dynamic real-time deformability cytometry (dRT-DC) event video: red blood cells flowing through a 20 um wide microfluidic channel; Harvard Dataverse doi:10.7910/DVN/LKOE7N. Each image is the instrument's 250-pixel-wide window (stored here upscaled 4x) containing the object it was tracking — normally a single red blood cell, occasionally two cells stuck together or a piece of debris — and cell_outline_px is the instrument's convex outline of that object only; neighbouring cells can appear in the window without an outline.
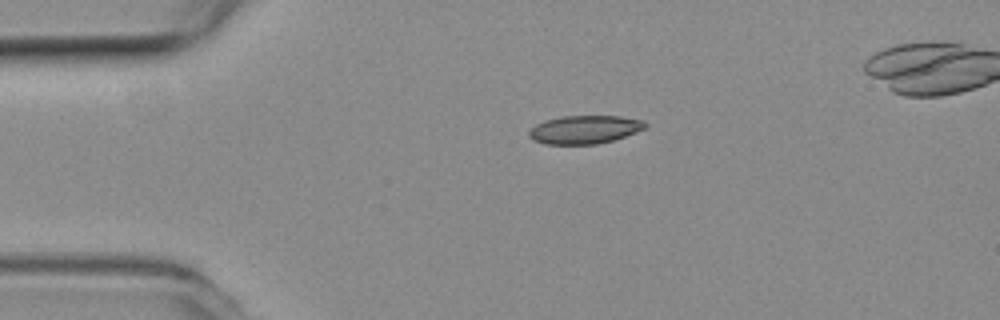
{"species": "common noctule bat (a hibernating species)", "species_latin": "Nyctalus noctula", "temperature_condition": "room temperature", "stored_images_in_passage": 38, "camera_frame_rate_fps": 3000, "um_per_image_px": 0.085, "animal": {"sex": "female", "body_mass_g": 19.3, "forearm_length_mm": 54.1}, "frame": {"image": 1, "passage_image": 2, "time_ms": 0.333, "image_size_px": [1000, 320], "cell_outline_px": [[648, 124], [644, 128], [636, 132], [612, 140], [596, 144], [544, 144], [532, 140], [528, 136], [528, 132], [536, 124], [544, 120], [564, 116], [620, 116], [644, 120]], "centroid_in_image_um": [49.67, 11.01], "position_along_channel_um": 35.3, "area_um2": 19.13}}
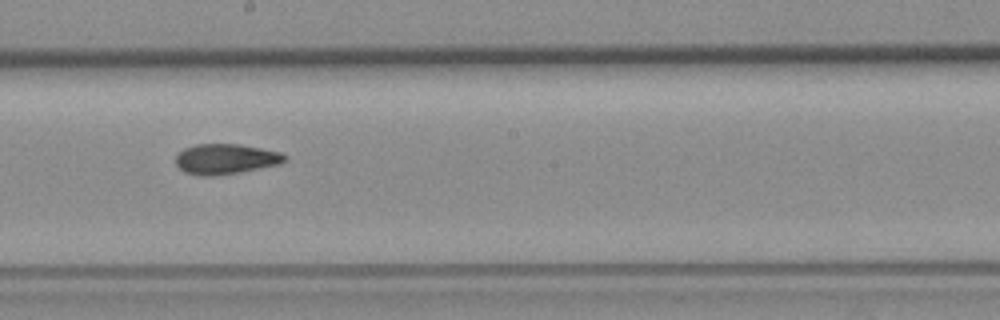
{"frame": {"image": 2, "passage_image": 20, "time_ms": 6.333, "image_size_px": [1000, 320], "cell_outline_px": [[288, 160], [280, 164], [240, 172], [212, 176], [200, 176], [184, 172], [176, 164], [176, 152], [184, 148], [196, 144], [240, 144], [280, 152], [288, 156]], "centroid_in_image_um": [19.18, 13.51], "position_along_channel_um": 229.0, "area_um2": 19.42}}
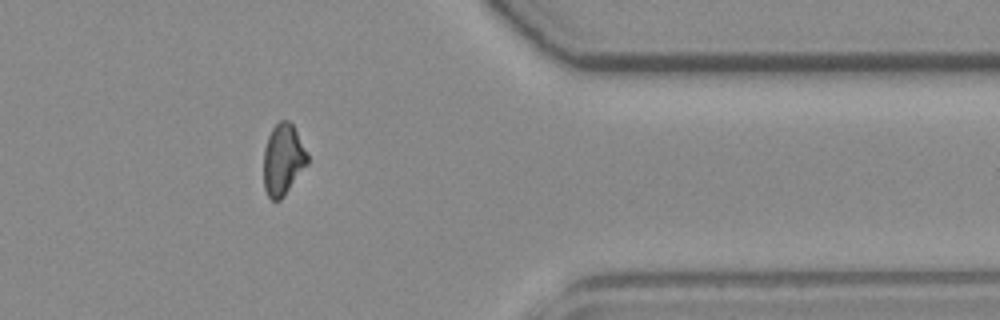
{"frame": {"image": 3, "passage_image": 34, "time_ms": 11.0, "image_size_px": [1000, 320], "cell_outline_px": [[308, 164], [284, 196], [280, 200], [272, 200], [268, 196], [264, 188], [264, 148], [268, 136], [272, 128], [280, 120], [288, 120], [292, 124], [308, 156]], "centroid_in_image_um": [24.04, 13.58], "position_along_channel_um": 387.4, "area_um2": 18.03}, "authors_computed_cell_mechanics": {"area_um2": 19.1318, "velocity_mm_per_s": 3.8197, "shape_relaxation_time_tau1_ms": null, "shape_relaxation_time_tau2_ms": 2.6719, "deformation_change_tau1": null, "deformation_change_tau2": 0.0826}}